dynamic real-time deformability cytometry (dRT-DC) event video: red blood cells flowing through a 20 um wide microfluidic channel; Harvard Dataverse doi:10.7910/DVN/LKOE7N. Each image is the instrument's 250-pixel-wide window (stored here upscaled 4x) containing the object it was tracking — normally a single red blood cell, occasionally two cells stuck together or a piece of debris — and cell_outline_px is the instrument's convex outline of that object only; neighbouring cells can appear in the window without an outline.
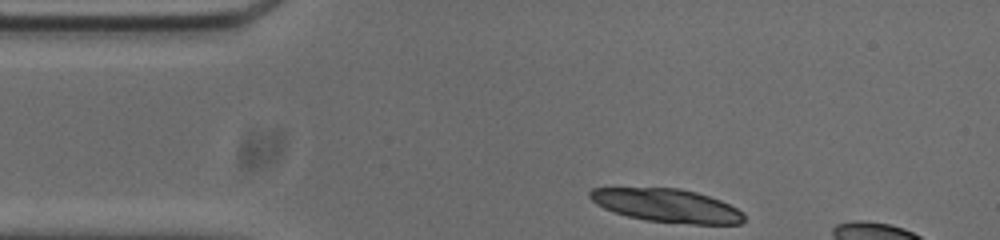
{"species": "common noctule bat (a hibernating species)", "species_latin": "Nyctalus noctula", "temperature_condition": "cold", "stored_images_in_passage": 7, "camera_frame_rate_fps": 3000, "um_per_image_px": 0.085, "animal": {"sex": "male", "body_mass_g": 20.0, "forearm_length_mm": 53.3}, "frame": {"image": 1, "passage_image": 1, "time_ms": 0.0, "image_size_px": [1000, 240], "cell_outline_px": [[744, 220], [740, 224], [692, 224], [648, 220], [628, 216], [604, 208], [596, 204], [588, 196], [588, 192], [592, 188], [680, 188], [696, 192], [720, 200], [744, 212]], "centroid_in_image_um": [56.69, 17.47], "position_along_channel_um": 28.3, "area_um2": 29.71}}